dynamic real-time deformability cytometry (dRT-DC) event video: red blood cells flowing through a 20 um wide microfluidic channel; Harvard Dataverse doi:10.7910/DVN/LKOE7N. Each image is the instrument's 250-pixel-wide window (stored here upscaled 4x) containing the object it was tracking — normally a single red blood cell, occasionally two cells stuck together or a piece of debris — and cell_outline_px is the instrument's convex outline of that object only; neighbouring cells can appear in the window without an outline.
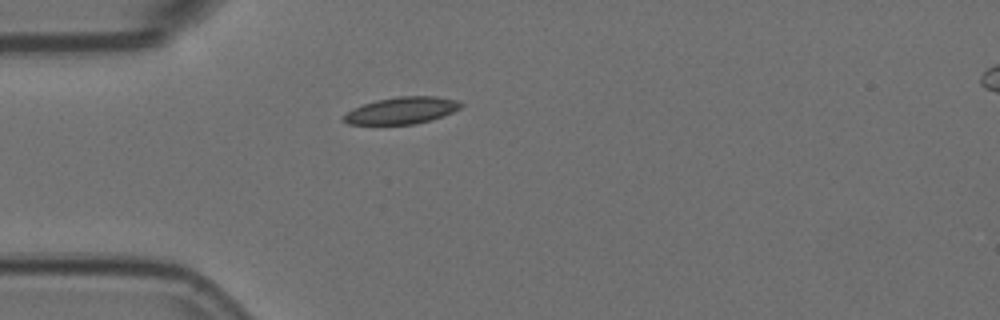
{"species": "Egyptian fruit bat (a non-hibernating species)", "species_latin": "Rousettus aegyptiacus", "temperature_condition": "room temperature", "stored_images_in_passage": 2, "camera_frame_rate_fps": 3000, "um_per_image_px": 0.085, "animal": {"sex": "female"}, "frame": {"image": 1, "passage_image": 1, "time_ms": 0.0, "image_size_px": [1000, 320], "cell_outline_px": [[464, 104], [460, 108], [452, 112], [432, 120], [416, 124], [348, 124], [344, 120], [344, 116], [352, 108], [376, 100], [400, 96], [436, 96], [456, 100]], "centroid_in_image_um": [34.17, 9.39], "position_along_channel_um": 50.8, "area_um2": 18.21}}